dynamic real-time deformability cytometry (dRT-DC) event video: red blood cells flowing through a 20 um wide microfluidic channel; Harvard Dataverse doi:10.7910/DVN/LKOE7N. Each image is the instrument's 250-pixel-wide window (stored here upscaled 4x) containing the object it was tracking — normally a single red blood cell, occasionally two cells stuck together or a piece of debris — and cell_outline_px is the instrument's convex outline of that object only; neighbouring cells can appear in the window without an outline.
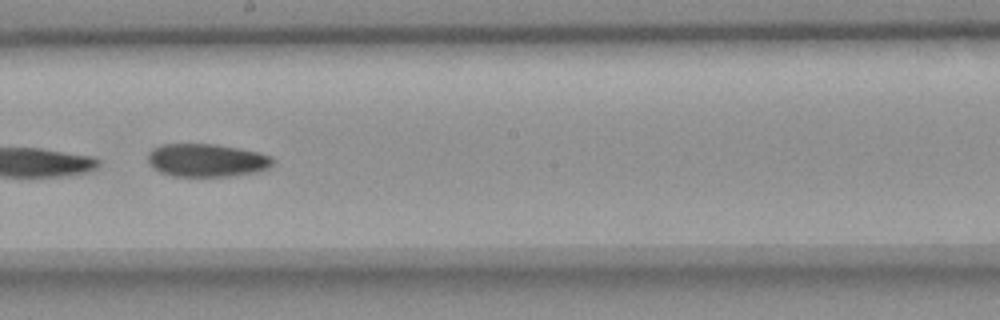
{"species": "common noctule bat (a hibernating species)", "species_latin": "Nyctalus noctula", "temperature_condition": "room temperature", "stored_images_in_passage": 10, "camera_frame_rate_fps": 3000, "um_per_image_px": 0.085, "animal": {"sex": "female", "body_mass_g": 18.4}, "frame": {"image": 1, "passage_image": 9, "time_ms": 9.333, "image_size_px": [1000, 320], "cell_outline_px": [[276, 160], [268, 168], [256, 172], [228, 176], [172, 176], [160, 172], [152, 168], [148, 164], [148, 152], [152, 148], [160, 144], [216, 144], [240, 148], [260, 152], [272, 156]], "centroid_in_image_um": [17.56, 13.61], "position_along_channel_um": 230.6, "area_um2": 24.39}}
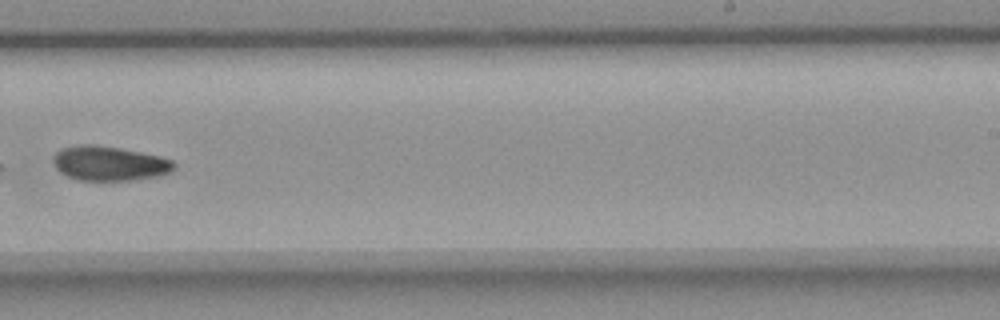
{"frame": {"image": 2, "passage_image": 10, "time_ms": 10.667, "image_size_px": [1000, 320], "cell_outline_px": [[176, 168], [172, 172], [160, 176], [136, 180], [76, 180], [60, 172], [56, 168], [56, 152], [60, 148], [84, 144], [92, 144], [120, 148], [160, 156], [172, 160], [176, 164]], "centroid_in_image_um": [9.37, 13.9], "position_along_channel_um": 279.6, "area_um2": 24.33}}